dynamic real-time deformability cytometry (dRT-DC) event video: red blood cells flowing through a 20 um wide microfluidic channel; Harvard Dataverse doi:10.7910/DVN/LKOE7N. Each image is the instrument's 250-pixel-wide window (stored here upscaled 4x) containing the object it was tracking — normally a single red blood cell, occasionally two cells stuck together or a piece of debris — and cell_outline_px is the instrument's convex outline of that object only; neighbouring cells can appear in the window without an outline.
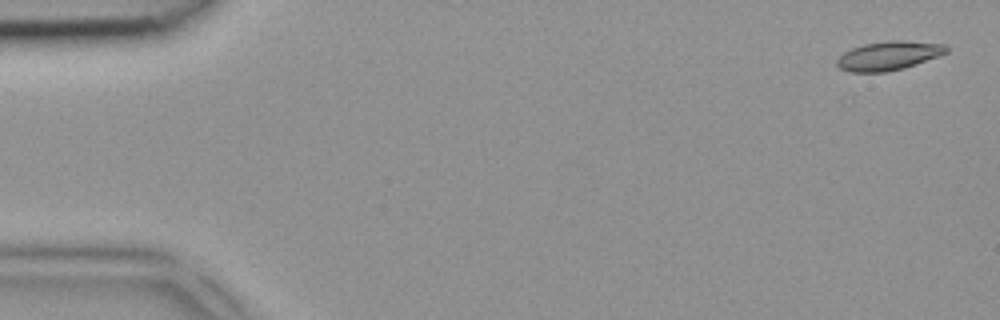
{"species": "common noctule bat (a hibernating species)", "species_latin": "Nyctalus noctula", "temperature_condition": "room temperature", "stored_images_in_passage": 3, "camera_frame_rate_fps": 3000, "um_per_image_px": 0.085, "animal": {"sex": "female", "body_mass_g": 18.4}, "frame": {"image": 1, "passage_image": 1, "time_ms": 0.0, "image_size_px": [1000, 320], "cell_outline_px": [[948, 52], [916, 64], [904, 68], [888, 72], [848, 72], [840, 68], [836, 64], [836, 60], [844, 52], [852, 48], [864, 44], [888, 40], [904, 40], [944, 44], [948, 48]], "centroid_in_image_um": [75.52, 4.73], "position_along_channel_um": 9.5, "area_um2": 18.5}}